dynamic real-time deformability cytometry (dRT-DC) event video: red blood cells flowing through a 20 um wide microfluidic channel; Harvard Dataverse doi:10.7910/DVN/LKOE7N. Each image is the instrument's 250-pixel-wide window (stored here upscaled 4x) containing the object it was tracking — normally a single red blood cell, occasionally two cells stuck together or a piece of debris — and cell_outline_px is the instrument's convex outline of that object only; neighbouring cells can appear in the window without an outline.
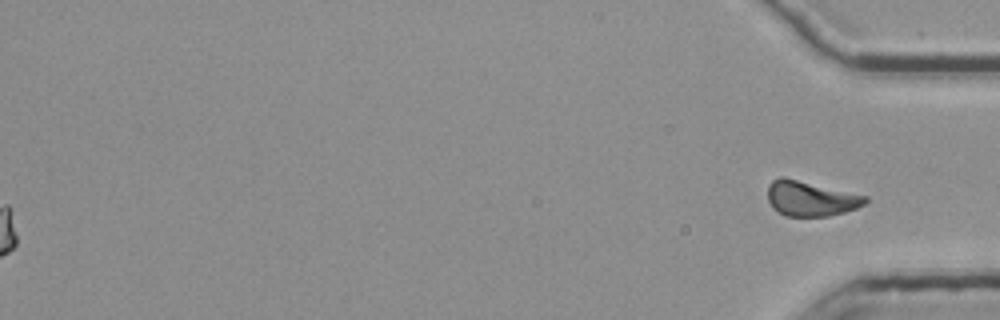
{"species": "common noctule bat (a hibernating species)", "species_latin": "Nyctalus noctula", "temperature_condition": "room temperature", "stored_images_in_passage": 55, "segment_of_instrument_passage": [2, 2], "camera_frame_rate_fps": 3000, "um_per_image_px": 0.085, "animal": {"sex": "female", "body_mass_g": 25.1}, "frame": {"image": 1, "passage_image": 55, "time_ms": 18.0, "image_size_px": [1000, 320], "cell_outline_px": [[868, 200], [864, 204], [856, 208], [844, 212], [828, 216], [784, 216], [772, 208], [768, 200], [768, 184], [772, 180], [780, 176], [784, 176], [868, 196]], "centroid_in_image_um": [68.88, 16.86], "position_along_channel_um": 366.3, "area_um2": 20.11}}